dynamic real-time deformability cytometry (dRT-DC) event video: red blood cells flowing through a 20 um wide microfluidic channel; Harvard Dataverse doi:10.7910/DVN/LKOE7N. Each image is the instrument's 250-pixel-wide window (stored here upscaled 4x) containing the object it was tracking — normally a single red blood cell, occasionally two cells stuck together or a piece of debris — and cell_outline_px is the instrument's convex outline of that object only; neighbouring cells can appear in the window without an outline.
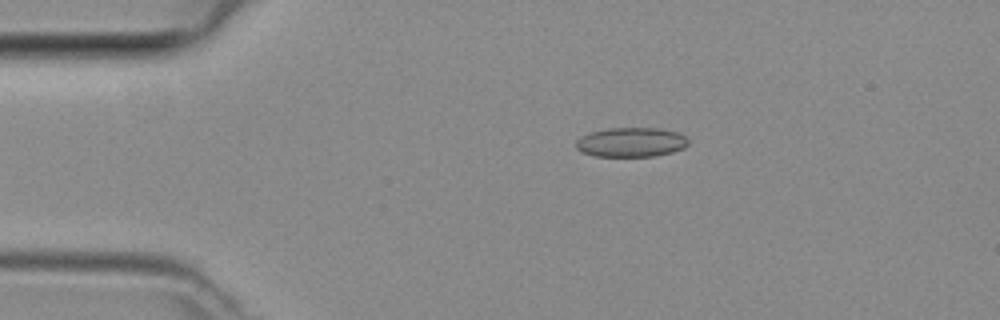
{"species": "common noctule bat (a hibernating species)", "species_latin": "Nyctalus noctula", "temperature_condition": "room temperature", "stored_images_in_passage": 3, "camera_frame_rate_fps": 3000, "um_per_image_px": 0.085, "animal": {"sex": "female", "body_mass_g": 29.2, "forearm_length_mm": 56.3}, "frame": {"image": 1, "passage_image": 2, "time_ms": 0.333, "image_size_px": [1000, 320], "cell_outline_px": [[688, 144], [684, 148], [672, 152], [652, 156], [592, 156], [580, 152], [576, 148], [576, 140], [580, 136], [592, 132], [608, 128], [660, 128], [680, 132], [688, 140]], "centroid_in_image_um": [53.63, 12.08], "position_along_channel_um": 31.4, "area_um2": 19.42}}